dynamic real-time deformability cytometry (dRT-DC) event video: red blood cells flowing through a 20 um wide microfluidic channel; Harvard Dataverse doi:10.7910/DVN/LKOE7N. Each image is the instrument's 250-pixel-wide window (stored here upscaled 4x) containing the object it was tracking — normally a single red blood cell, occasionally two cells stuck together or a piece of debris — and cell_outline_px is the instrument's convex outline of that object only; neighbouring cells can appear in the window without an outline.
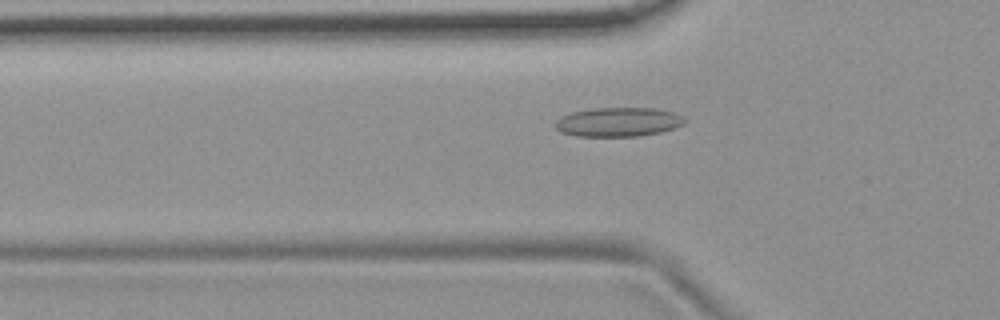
{"species": "common noctule bat (a hibernating species)", "species_latin": "Nyctalus noctula", "temperature_condition": "room temperature", "stored_images_in_passage": 54, "camera_frame_rate_fps": 3000, "um_per_image_px": 0.085, "animal": {"sex": "female", "body_mass_g": 19.9}, "frame": {"image": 1, "passage_image": 18, "time_ms": 5.667, "image_size_px": [1000, 320], "cell_outline_px": [[688, 120], [684, 124], [660, 132], [636, 136], [576, 136], [560, 132], [556, 128], [556, 120], [560, 116], [572, 112], [592, 108], [656, 108], [672, 112], [684, 116]], "centroid_in_image_um": [52.55, 10.36], "position_along_channel_um": 73.2, "area_um2": 22.02}}
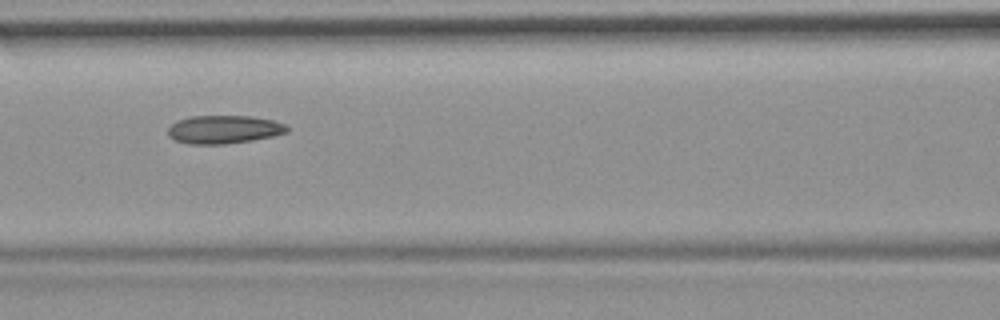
{"frame": {"image": 2, "passage_image": 24, "time_ms": 7.667, "image_size_px": [1000, 320], "cell_outline_px": [[288, 132], [272, 136], [252, 140], [224, 144], [188, 144], [176, 140], [168, 136], [168, 128], [176, 120], [192, 116], [248, 116], [272, 120], [284, 124], [288, 128]], "centroid_in_image_um": [19.0, 11.0], "position_along_channel_um": 147.6, "area_um2": 19.48}}
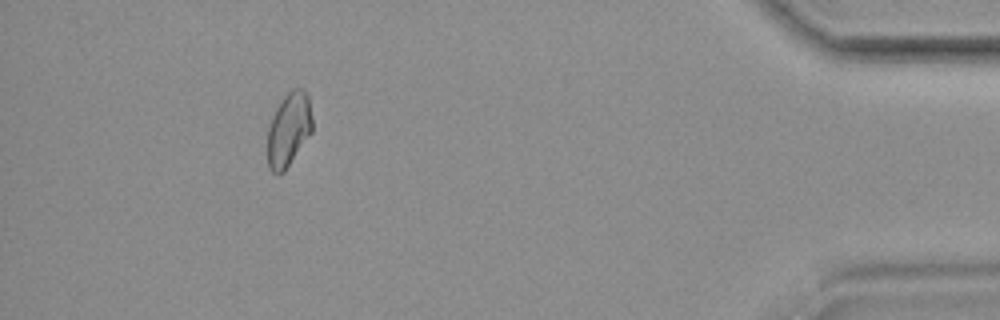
{"frame": {"image": 3, "passage_image": 50, "time_ms": 16.333, "image_size_px": [1000, 320], "cell_outline_px": [[312, 132], [284, 172], [276, 176], [268, 168], [268, 128], [276, 108], [280, 100], [292, 88], [304, 88], [308, 96], [312, 116]], "centroid_in_image_um": [24.54, 11.01], "position_along_channel_um": 410.7, "area_um2": 19.42}}